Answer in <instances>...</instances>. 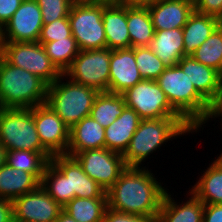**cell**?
<instances>
[{
  "mask_svg": "<svg viewBox=\"0 0 222 222\" xmlns=\"http://www.w3.org/2000/svg\"><path fill=\"white\" fill-rule=\"evenodd\" d=\"M146 167H127L106 191L112 210L149 217L154 222L167 190Z\"/></svg>",
  "mask_w": 222,
  "mask_h": 222,
  "instance_id": "6da1fadb",
  "label": "cell"
},
{
  "mask_svg": "<svg viewBox=\"0 0 222 222\" xmlns=\"http://www.w3.org/2000/svg\"><path fill=\"white\" fill-rule=\"evenodd\" d=\"M156 81L172 108L196 132L205 126L211 104L196 90L178 64L165 68Z\"/></svg>",
  "mask_w": 222,
  "mask_h": 222,
  "instance_id": "7a4b0ae2",
  "label": "cell"
},
{
  "mask_svg": "<svg viewBox=\"0 0 222 222\" xmlns=\"http://www.w3.org/2000/svg\"><path fill=\"white\" fill-rule=\"evenodd\" d=\"M195 132L182 117H168L141 120L135 131L123 160L126 167L141 168L142 162L175 137Z\"/></svg>",
  "mask_w": 222,
  "mask_h": 222,
  "instance_id": "3957f363",
  "label": "cell"
},
{
  "mask_svg": "<svg viewBox=\"0 0 222 222\" xmlns=\"http://www.w3.org/2000/svg\"><path fill=\"white\" fill-rule=\"evenodd\" d=\"M48 84L0 59V108H32L46 103Z\"/></svg>",
  "mask_w": 222,
  "mask_h": 222,
  "instance_id": "277c9868",
  "label": "cell"
},
{
  "mask_svg": "<svg viewBox=\"0 0 222 222\" xmlns=\"http://www.w3.org/2000/svg\"><path fill=\"white\" fill-rule=\"evenodd\" d=\"M62 74L53 84L48 85L46 103L69 127L72 128L83 118L90 116L99 91L93 87L64 81Z\"/></svg>",
  "mask_w": 222,
  "mask_h": 222,
  "instance_id": "5b68a950",
  "label": "cell"
},
{
  "mask_svg": "<svg viewBox=\"0 0 222 222\" xmlns=\"http://www.w3.org/2000/svg\"><path fill=\"white\" fill-rule=\"evenodd\" d=\"M0 143L7 151L49 153L40 141L32 108H0Z\"/></svg>",
  "mask_w": 222,
  "mask_h": 222,
  "instance_id": "8992f818",
  "label": "cell"
},
{
  "mask_svg": "<svg viewBox=\"0 0 222 222\" xmlns=\"http://www.w3.org/2000/svg\"><path fill=\"white\" fill-rule=\"evenodd\" d=\"M72 36L80 50L106 47L103 3L74 2L68 15Z\"/></svg>",
  "mask_w": 222,
  "mask_h": 222,
  "instance_id": "52a82bcc",
  "label": "cell"
},
{
  "mask_svg": "<svg viewBox=\"0 0 222 222\" xmlns=\"http://www.w3.org/2000/svg\"><path fill=\"white\" fill-rule=\"evenodd\" d=\"M110 57L111 49L107 47L80 50L64 75L67 79L93 87L99 92H109Z\"/></svg>",
  "mask_w": 222,
  "mask_h": 222,
  "instance_id": "ba28073f",
  "label": "cell"
},
{
  "mask_svg": "<svg viewBox=\"0 0 222 222\" xmlns=\"http://www.w3.org/2000/svg\"><path fill=\"white\" fill-rule=\"evenodd\" d=\"M3 58L9 64L40 77L48 85L62 75L39 42H4Z\"/></svg>",
  "mask_w": 222,
  "mask_h": 222,
  "instance_id": "9c48e42d",
  "label": "cell"
},
{
  "mask_svg": "<svg viewBox=\"0 0 222 222\" xmlns=\"http://www.w3.org/2000/svg\"><path fill=\"white\" fill-rule=\"evenodd\" d=\"M121 95L126 106L136 111L142 120L181 117L172 108L157 81L142 80Z\"/></svg>",
  "mask_w": 222,
  "mask_h": 222,
  "instance_id": "30bf717a",
  "label": "cell"
},
{
  "mask_svg": "<svg viewBox=\"0 0 222 222\" xmlns=\"http://www.w3.org/2000/svg\"><path fill=\"white\" fill-rule=\"evenodd\" d=\"M82 166L83 171L108 191L127 168L122 154L106 148L90 149L73 156Z\"/></svg>",
  "mask_w": 222,
  "mask_h": 222,
  "instance_id": "8fae6325",
  "label": "cell"
},
{
  "mask_svg": "<svg viewBox=\"0 0 222 222\" xmlns=\"http://www.w3.org/2000/svg\"><path fill=\"white\" fill-rule=\"evenodd\" d=\"M34 123L42 146L52 155H66L70 128L47 105L34 107Z\"/></svg>",
  "mask_w": 222,
  "mask_h": 222,
  "instance_id": "7c38bea8",
  "label": "cell"
},
{
  "mask_svg": "<svg viewBox=\"0 0 222 222\" xmlns=\"http://www.w3.org/2000/svg\"><path fill=\"white\" fill-rule=\"evenodd\" d=\"M13 221L55 222L62 207L39 186L12 201Z\"/></svg>",
  "mask_w": 222,
  "mask_h": 222,
  "instance_id": "4fadbf2b",
  "label": "cell"
},
{
  "mask_svg": "<svg viewBox=\"0 0 222 222\" xmlns=\"http://www.w3.org/2000/svg\"><path fill=\"white\" fill-rule=\"evenodd\" d=\"M43 25L37 1L23 0L3 27L4 42H38Z\"/></svg>",
  "mask_w": 222,
  "mask_h": 222,
  "instance_id": "5bb4252c",
  "label": "cell"
},
{
  "mask_svg": "<svg viewBox=\"0 0 222 222\" xmlns=\"http://www.w3.org/2000/svg\"><path fill=\"white\" fill-rule=\"evenodd\" d=\"M50 162L65 176L69 177L70 201L75 198H107V193L91 179L78 161L68 155H55Z\"/></svg>",
  "mask_w": 222,
  "mask_h": 222,
  "instance_id": "9a60e30c",
  "label": "cell"
},
{
  "mask_svg": "<svg viewBox=\"0 0 222 222\" xmlns=\"http://www.w3.org/2000/svg\"><path fill=\"white\" fill-rule=\"evenodd\" d=\"M143 78L136 64L134 48L111 50L109 92L122 94Z\"/></svg>",
  "mask_w": 222,
  "mask_h": 222,
  "instance_id": "2e32d148",
  "label": "cell"
},
{
  "mask_svg": "<svg viewBox=\"0 0 222 222\" xmlns=\"http://www.w3.org/2000/svg\"><path fill=\"white\" fill-rule=\"evenodd\" d=\"M188 76L196 90L211 104L222 91V75L186 55L177 63Z\"/></svg>",
  "mask_w": 222,
  "mask_h": 222,
  "instance_id": "e0dca14e",
  "label": "cell"
},
{
  "mask_svg": "<svg viewBox=\"0 0 222 222\" xmlns=\"http://www.w3.org/2000/svg\"><path fill=\"white\" fill-rule=\"evenodd\" d=\"M154 30L183 28L194 12L189 0H161L148 7Z\"/></svg>",
  "mask_w": 222,
  "mask_h": 222,
  "instance_id": "ac0fdd59",
  "label": "cell"
},
{
  "mask_svg": "<svg viewBox=\"0 0 222 222\" xmlns=\"http://www.w3.org/2000/svg\"><path fill=\"white\" fill-rule=\"evenodd\" d=\"M103 24L108 49L130 48L127 26V5L103 3Z\"/></svg>",
  "mask_w": 222,
  "mask_h": 222,
  "instance_id": "d6986e66",
  "label": "cell"
},
{
  "mask_svg": "<svg viewBox=\"0 0 222 222\" xmlns=\"http://www.w3.org/2000/svg\"><path fill=\"white\" fill-rule=\"evenodd\" d=\"M166 191L155 222H202L204 203L190 190L189 200L180 204Z\"/></svg>",
  "mask_w": 222,
  "mask_h": 222,
  "instance_id": "ffe728a7",
  "label": "cell"
},
{
  "mask_svg": "<svg viewBox=\"0 0 222 222\" xmlns=\"http://www.w3.org/2000/svg\"><path fill=\"white\" fill-rule=\"evenodd\" d=\"M105 148V128L91 116L83 118L70 128L68 156L90 150Z\"/></svg>",
  "mask_w": 222,
  "mask_h": 222,
  "instance_id": "44dd1931",
  "label": "cell"
},
{
  "mask_svg": "<svg viewBox=\"0 0 222 222\" xmlns=\"http://www.w3.org/2000/svg\"><path fill=\"white\" fill-rule=\"evenodd\" d=\"M141 120L136 111L126 107L123 113L105 128V148L123 155Z\"/></svg>",
  "mask_w": 222,
  "mask_h": 222,
  "instance_id": "7402d4cb",
  "label": "cell"
},
{
  "mask_svg": "<svg viewBox=\"0 0 222 222\" xmlns=\"http://www.w3.org/2000/svg\"><path fill=\"white\" fill-rule=\"evenodd\" d=\"M149 47L166 68L176 65L184 56L182 28L155 30Z\"/></svg>",
  "mask_w": 222,
  "mask_h": 222,
  "instance_id": "603a6c76",
  "label": "cell"
},
{
  "mask_svg": "<svg viewBox=\"0 0 222 222\" xmlns=\"http://www.w3.org/2000/svg\"><path fill=\"white\" fill-rule=\"evenodd\" d=\"M40 181L31 173L12 168L5 163L0 168V198L13 201L28 192L36 190Z\"/></svg>",
  "mask_w": 222,
  "mask_h": 222,
  "instance_id": "cb8c5ba5",
  "label": "cell"
},
{
  "mask_svg": "<svg viewBox=\"0 0 222 222\" xmlns=\"http://www.w3.org/2000/svg\"><path fill=\"white\" fill-rule=\"evenodd\" d=\"M221 24L220 19L194 10L182 28L184 56L191 55Z\"/></svg>",
  "mask_w": 222,
  "mask_h": 222,
  "instance_id": "d4e9b609",
  "label": "cell"
},
{
  "mask_svg": "<svg viewBox=\"0 0 222 222\" xmlns=\"http://www.w3.org/2000/svg\"><path fill=\"white\" fill-rule=\"evenodd\" d=\"M190 191L204 204H222V161L217 157Z\"/></svg>",
  "mask_w": 222,
  "mask_h": 222,
  "instance_id": "484cf974",
  "label": "cell"
},
{
  "mask_svg": "<svg viewBox=\"0 0 222 222\" xmlns=\"http://www.w3.org/2000/svg\"><path fill=\"white\" fill-rule=\"evenodd\" d=\"M127 26L130 48L150 46L155 30L148 7L127 5Z\"/></svg>",
  "mask_w": 222,
  "mask_h": 222,
  "instance_id": "4316f807",
  "label": "cell"
},
{
  "mask_svg": "<svg viewBox=\"0 0 222 222\" xmlns=\"http://www.w3.org/2000/svg\"><path fill=\"white\" fill-rule=\"evenodd\" d=\"M121 94L99 92L91 108L90 116L104 128L112 124L126 108Z\"/></svg>",
  "mask_w": 222,
  "mask_h": 222,
  "instance_id": "83f0119b",
  "label": "cell"
},
{
  "mask_svg": "<svg viewBox=\"0 0 222 222\" xmlns=\"http://www.w3.org/2000/svg\"><path fill=\"white\" fill-rule=\"evenodd\" d=\"M107 207V198L75 197L62 210L78 222H102Z\"/></svg>",
  "mask_w": 222,
  "mask_h": 222,
  "instance_id": "f1b7e54d",
  "label": "cell"
},
{
  "mask_svg": "<svg viewBox=\"0 0 222 222\" xmlns=\"http://www.w3.org/2000/svg\"><path fill=\"white\" fill-rule=\"evenodd\" d=\"M52 157L50 153H39L22 149L11 150L6 152V163L12 168L33 174L41 182L45 167Z\"/></svg>",
  "mask_w": 222,
  "mask_h": 222,
  "instance_id": "f546056e",
  "label": "cell"
},
{
  "mask_svg": "<svg viewBox=\"0 0 222 222\" xmlns=\"http://www.w3.org/2000/svg\"><path fill=\"white\" fill-rule=\"evenodd\" d=\"M42 45L51 62L62 74L71 66L74 58L80 52L77 41L72 35L58 41L46 42Z\"/></svg>",
  "mask_w": 222,
  "mask_h": 222,
  "instance_id": "4dcf8cb0",
  "label": "cell"
},
{
  "mask_svg": "<svg viewBox=\"0 0 222 222\" xmlns=\"http://www.w3.org/2000/svg\"><path fill=\"white\" fill-rule=\"evenodd\" d=\"M190 56L222 75V24Z\"/></svg>",
  "mask_w": 222,
  "mask_h": 222,
  "instance_id": "1f68e13d",
  "label": "cell"
},
{
  "mask_svg": "<svg viewBox=\"0 0 222 222\" xmlns=\"http://www.w3.org/2000/svg\"><path fill=\"white\" fill-rule=\"evenodd\" d=\"M40 186L61 207L70 201L69 177H65L51 162L45 167Z\"/></svg>",
  "mask_w": 222,
  "mask_h": 222,
  "instance_id": "d6a6232c",
  "label": "cell"
},
{
  "mask_svg": "<svg viewBox=\"0 0 222 222\" xmlns=\"http://www.w3.org/2000/svg\"><path fill=\"white\" fill-rule=\"evenodd\" d=\"M134 55L143 80L156 81L166 68L149 46L134 47Z\"/></svg>",
  "mask_w": 222,
  "mask_h": 222,
  "instance_id": "836d02e7",
  "label": "cell"
},
{
  "mask_svg": "<svg viewBox=\"0 0 222 222\" xmlns=\"http://www.w3.org/2000/svg\"><path fill=\"white\" fill-rule=\"evenodd\" d=\"M41 9L43 24L68 17L73 0H36Z\"/></svg>",
  "mask_w": 222,
  "mask_h": 222,
  "instance_id": "e575fe53",
  "label": "cell"
},
{
  "mask_svg": "<svg viewBox=\"0 0 222 222\" xmlns=\"http://www.w3.org/2000/svg\"><path fill=\"white\" fill-rule=\"evenodd\" d=\"M71 35L69 18H60L42 26L38 42L43 44L51 41H58L70 37Z\"/></svg>",
  "mask_w": 222,
  "mask_h": 222,
  "instance_id": "d590c367",
  "label": "cell"
},
{
  "mask_svg": "<svg viewBox=\"0 0 222 222\" xmlns=\"http://www.w3.org/2000/svg\"><path fill=\"white\" fill-rule=\"evenodd\" d=\"M102 222H154L149 217L118 212L107 207Z\"/></svg>",
  "mask_w": 222,
  "mask_h": 222,
  "instance_id": "8d00e7d4",
  "label": "cell"
},
{
  "mask_svg": "<svg viewBox=\"0 0 222 222\" xmlns=\"http://www.w3.org/2000/svg\"><path fill=\"white\" fill-rule=\"evenodd\" d=\"M194 7L196 12L216 17L222 21V0H197Z\"/></svg>",
  "mask_w": 222,
  "mask_h": 222,
  "instance_id": "74e56055",
  "label": "cell"
},
{
  "mask_svg": "<svg viewBox=\"0 0 222 222\" xmlns=\"http://www.w3.org/2000/svg\"><path fill=\"white\" fill-rule=\"evenodd\" d=\"M23 0H0V26L4 25L11 19Z\"/></svg>",
  "mask_w": 222,
  "mask_h": 222,
  "instance_id": "f35d334b",
  "label": "cell"
},
{
  "mask_svg": "<svg viewBox=\"0 0 222 222\" xmlns=\"http://www.w3.org/2000/svg\"><path fill=\"white\" fill-rule=\"evenodd\" d=\"M202 222H222V204H204Z\"/></svg>",
  "mask_w": 222,
  "mask_h": 222,
  "instance_id": "ab89813d",
  "label": "cell"
},
{
  "mask_svg": "<svg viewBox=\"0 0 222 222\" xmlns=\"http://www.w3.org/2000/svg\"><path fill=\"white\" fill-rule=\"evenodd\" d=\"M0 222H14L12 201L0 198Z\"/></svg>",
  "mask_w": 222,
  "mask_h": 222,
  "instance_id": "60d3db41",
  "label": "cell"
},
{
  "mask_svg": "<svg viewBox=\"0 0 222 222\" xmlns=\"http://www.w3.org/2000/svg\"><path fill=\"white\" fill-rule=\"evenodd\" d=\"M222 117V91L218 94L217 98L211 103L210 112L206 122L212 118Z\"/></svg>",
  "mask_w": 222,
  "mask_h": 222,
  "instance_id": "b9f144b4",
  "label": "cell"
},
{
  "mask_svg": "<svg viewBox=\"0 0 222 222\" xmlns=\"http://www.w3.org/2000/svg\"><path fill=\"white\" fill-rule=\"evenodd\" d=\"M161 0H126L123 4L132 6V7H149L156 4Z\"/></svg>",
  "mask_w": 222,
  "mask_h": 222,
  "instance_id": "7bdbcfd3",
  "label": "cell"
},
{
  "mask_svg": "<svg viewBox=\"0 0 222 222\" xmlns=\"http://www.w3.org/2000/svg\"><path fill=\"white\" fill-rule=\"evenodd\" d=\"M55 222H78L73 219L70 215H68L65 211H61L58 215V218Z\"/></svg>",
  "mask_w": 222,
  "mask_h": 222,
  "instance_id": "ee69618b",
  "label": "cell"
},
{
  "mask_svg": "<svg viewBox=\"0 0 222 222\" xmlns=\"http://www.w3.org/2000/svg\"><path fill=\"white\" fill-rule=\"evenodd\" d=\"M6 152L7 150L0 143V168L6 163Z\"/></svg>",
  "mask_w": 222,
  "mask_h": 222,
  "instance_id": "f6af8a7d",
  "label": "cell"
},
{
  "mask_svg": "<svg viewBox=\"0 0 222 222\" xmlns=\"http://www.w3.org/2000/svg\"><path fill=\"white\" fill-rule=\"evenodd\" d=\"M3 50H4L3 28L0 26V59L3 58Z\"/></svg>",
  "mask_w": 222,
  "mask_h": 222,
  "instance_id": "bcb514c9",
  "label": "cell"
},
{
  "mask_svg": "<svg viewBox=\"0 0 222 222\" xmlns=\"http://www.w3.org/2000/svg\"><path fill=\"white\" fill-rule=\"evenodd\" d=\"M73 2L109 3V0H73Z\"/></svg>",
  "mask_w": 222,
  "mask_h": 222,
  "instance_id": "7dc6e473",
  "label": "cell"
},
{
  "mask_svg": "<svg viewBox=\"0 0 222 222\" xmlns=\"http://www.w3.org/2000/svg\"><path fill=\"white\" fill-rule=\"evenodd\" d=\"M126 0H109V3H121L123 4Z\"/></svg>",
  "mask_w": 222,
  "mask_h": 222,
  "instance_id": "c3c4849f",
  "label": "cell"
},
{
  "mask_svg": "<svg viewBox=\"0 0 222 222\" xmlns=\"http://www.w3.org/2000/svg\"><path fill=\"white\" fill-rule=\"evenodd\" d=\"M218 158L222 161V153L220 154V156H218Z\"/></svg>",
  "mask_w": 222,
  "mask_h": 222,
  "instance_id": "681fc988",
  "label": "cell"
},
{
  "mask_svg": "<svg viewBox=\"0 0 222 222\" xmlns=\"http://www.w3.org/2000/svg\"><path fill=\"white\" fill-rule=\"evenodd\" d=\"M189 1H191V2H193L195 4L197 0H189Z\"/></svg>",
  "mask_w": 222,
  "mask_h": 222,
  "instance_id": "f907efd6",
  "label": "cell"
}]
</instances>
